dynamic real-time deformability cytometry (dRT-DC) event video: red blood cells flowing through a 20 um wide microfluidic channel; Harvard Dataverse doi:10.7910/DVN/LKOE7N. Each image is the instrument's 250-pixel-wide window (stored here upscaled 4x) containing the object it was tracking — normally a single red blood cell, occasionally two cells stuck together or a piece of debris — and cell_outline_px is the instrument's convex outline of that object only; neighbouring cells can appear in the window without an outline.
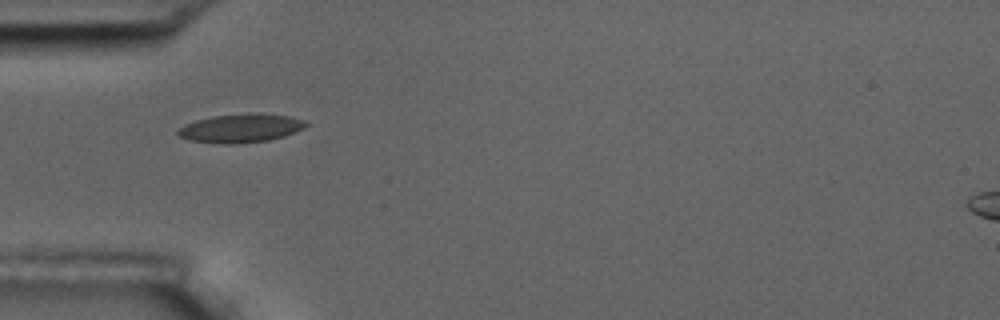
{"species": "common noctule bat (a hibernating species)", "species_latin": "Nyctalus noctula", "temperature_condition": "room temperature", "stored_images_in_passage": 3, "camera_frame_rate_fps": 3000, "um_per_image_px": 0.085, "animal": {"sex": "male", "body_mass_g": 17.5, "forearm_length_mm": 52.3}, "frame": {"image": 1, "passage_image": 2, "time_ms": 2.333, "image_size_px": [1000, 320], "cell_outline_px": [[308, 124], [304, 128], [284, 136], [268, 140], [232, 144], [224, 144], [192, 140], [180, 136], [176, 132], [184, 124], [196, 120], [212, 116], [248, 112], [260, 112], [288, 116], [308, 120]], "centroid_in_image_um": [20.51, 10.87], "position_along_channel_um": 64.5, "area_um2": 21.5}}